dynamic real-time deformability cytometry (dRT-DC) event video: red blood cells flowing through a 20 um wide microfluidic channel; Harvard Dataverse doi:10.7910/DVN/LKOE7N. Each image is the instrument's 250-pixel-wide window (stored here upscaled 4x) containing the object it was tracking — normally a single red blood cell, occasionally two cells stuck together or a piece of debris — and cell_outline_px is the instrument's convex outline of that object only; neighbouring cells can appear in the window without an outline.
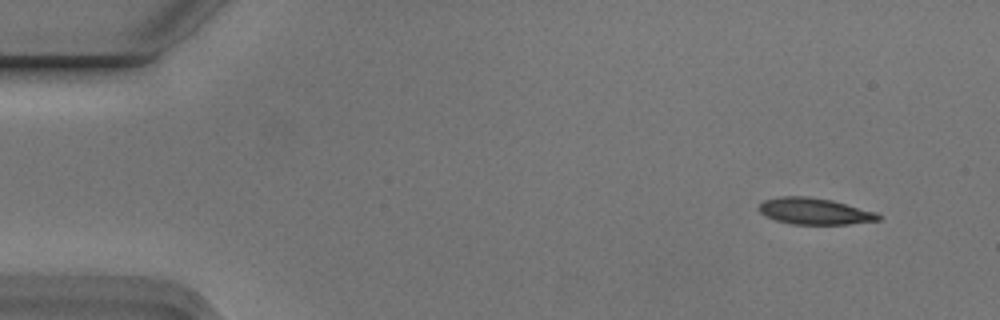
{"species": "Egyptian fruit bat (a non-hibernating species)", "species_latin": "Rousettus aegyptiacus", "temperature_condition": "cold", "stored_images_in_passage": 5, "segment_of_instrument_passage": [1, 2], "camera_frame_rate_fps": 3000, "um_per_image_px": 0.085, "animal": {"sex": "male"}, "frame": {"image": 1, "passage_image": 1, "time_ms": 0.0, "image_size_px": [1000, 320], "cell_outline_px": [[880, 220], [848, 224], [792, 224], [776, 220], [760, 212], [760, 204], [764, 200], [780, 196], [808, 196], [832, 200], [876, 212], [880, 216]], "centroid_in_image_um": [69.25, 17.95], "position_along_channel_um": 15.8, "area_um2": 18.21}}
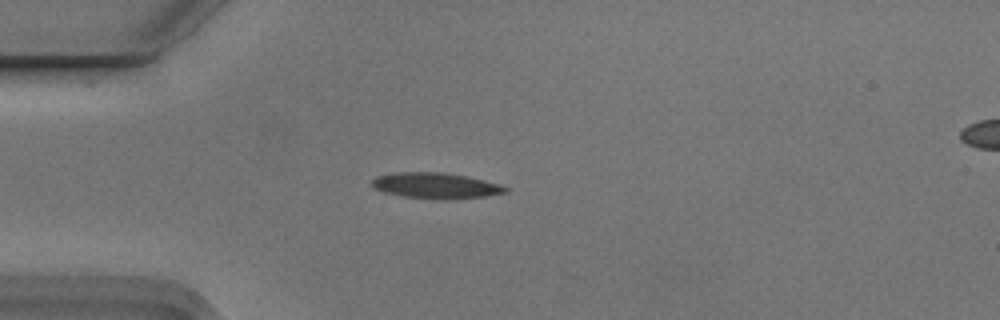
{"frame": {"image": 2, "passage_image": 4, "time_ms": 1.0, "image_size_px": [1000, 320], "cell_outline_px": [[508, 192], [484, 196], [452, 200], [436, 200], [404, 196], [384, 192], [372, 188], [372, 180], [376, 176], [396, 172], [444, 172], [484, 180], [508, 188]], "centroid_in_image_um": [37.0, 15.79], "position_along_channel_um": 48.0, "area_um2": 20.11}}